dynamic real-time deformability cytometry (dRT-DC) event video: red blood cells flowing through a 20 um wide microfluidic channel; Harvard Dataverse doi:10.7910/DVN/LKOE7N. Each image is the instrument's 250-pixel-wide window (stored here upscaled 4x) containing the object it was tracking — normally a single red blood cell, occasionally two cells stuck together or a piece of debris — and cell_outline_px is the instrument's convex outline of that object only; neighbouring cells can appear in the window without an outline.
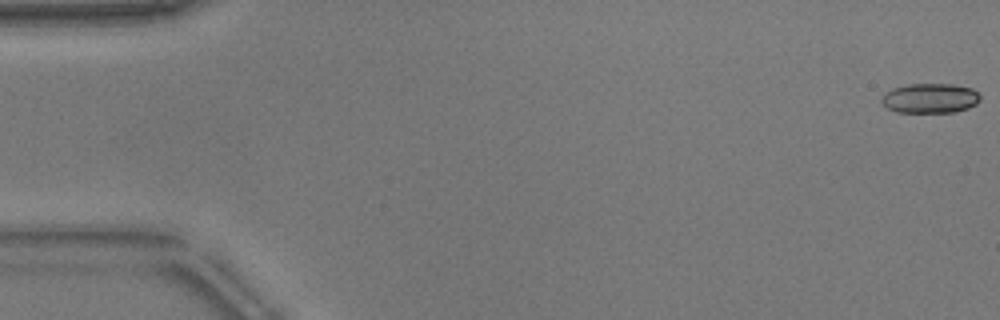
{"species": "common noctule bat (a hibernating species)", "species_latin": "Nyctalus noctula", "temperature_condition": "warm", "stored_images_in_passage": 53, "camera_frame_rate_fps": 3000, "um_per_image_px": 0.085, "animal": {"sex": "male", "body_mass_g": 17.9}, "frame": {"image": 1, "passage_image": 1, "time_ms": 0.0, "image_size_px": [1000, 320], "cell_outline_px": [[980, 100], [976, 104], [968, 108], [956, 112], [896, 112], [888, 108], [880, 100], [892, 88], [908, 84], [952, 84], [972, 88], [980, 96]], "centroid_in_image_um": [79.08, 8.35], "position_along_channel_um": 5.9, "area_um2": 16.99}}
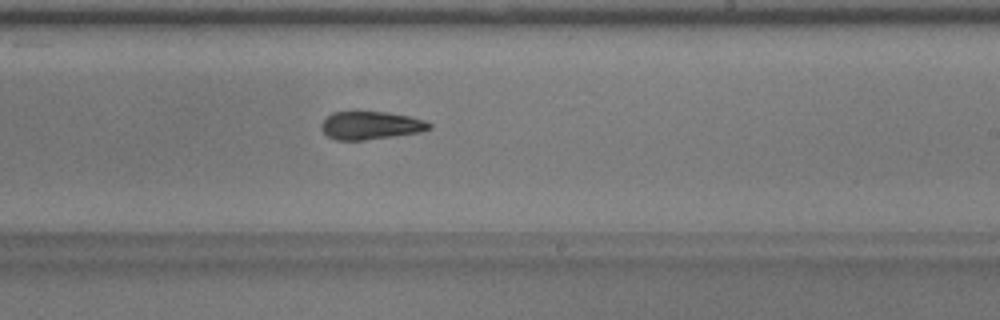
{"frame": {"image": 2, "passage_image": 32, "time_ms": 10.333, "image_size_px": [1000, 320], "cell_outline_px": [[432, 128], [420, 132], [364, 140], [336, 140], [328, 136], [320, 128], [320, 124], [332, 112], [388, 112], [408, 116], [424, 120], [432, 124]], "centroid_in_image_um": [31.5, 10.66], "position_along_channel_um": 257.5, "area_um2": 17.51}}
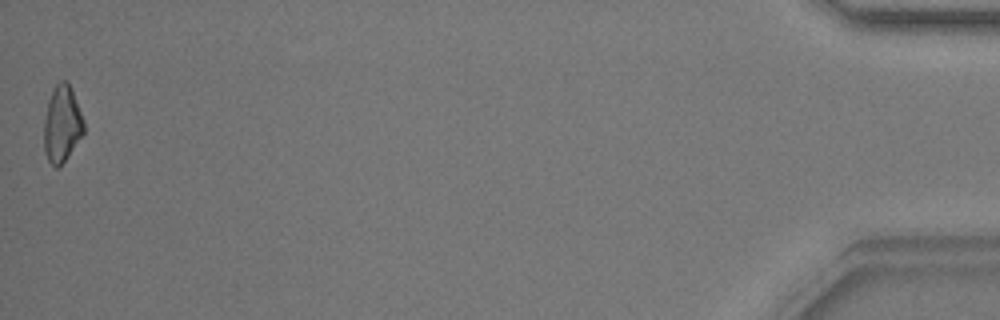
{"frame": {"image": 3, "passage_image": 53, "time_ms": 17.333, "image_size_px": [1000, 320], "cell_outline_px": [[84, 132], [68, 156], [56, 168], [48, 160], [44, 152], [44, 120], [48, 100], [56, 84], [60, 80], [64, 80], [72, 88], [84, 120]], "centroid_in_image_um": [5.27, 10.52], "position_along_channel_um": 429.9, "area_um2": 17.63}, "authors_computed_cell_mechanics": {"area_um2": 17.6868, "velocity_mm_per_s": 3.8416, "shape_relaxation_time_tau1_ms": 2.5742, "shape_relaxation_time_tau2_ms": 4.8053, "deformation_change_tau1": 0.1882, "deformation_change_tau2": 0.1508}}